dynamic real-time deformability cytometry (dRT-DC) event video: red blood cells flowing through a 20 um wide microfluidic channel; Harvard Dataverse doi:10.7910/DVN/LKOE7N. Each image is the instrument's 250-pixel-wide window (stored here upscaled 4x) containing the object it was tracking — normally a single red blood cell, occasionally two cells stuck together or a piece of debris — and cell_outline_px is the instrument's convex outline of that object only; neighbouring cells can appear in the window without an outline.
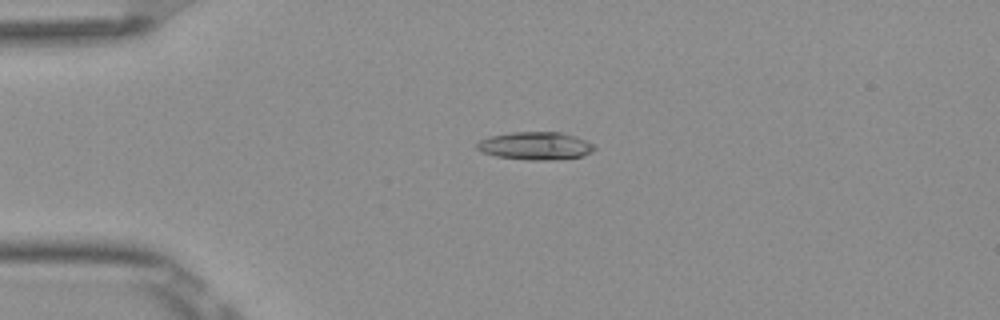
{"species": "Egyptian fruit bat (a non-hibernating species)", "species_latin": "Rousettus aegyptiacus", "temperature_condition": "room temperature", "stored_images_in_passage": 43, "camera_frame_rate_fps": 3000, "um_per_image_px": 0.085, "frame": {"image": 1, "passage_image": 3, "time_ms": 0.667, "image_size_px": [1000, 320], "cell_outline_px": [[596, 148], [592, 152], [584, 156], [556, 160], [528, 160], [496, 156], [480, 152], [476, 148], [476, 144], [480, 140], [488, 136], [512, 132], [560, 132], [576, 136], [592, 144]], "centroid_in_image_um": [45.5, 12.4], "position_along_channel_um": 39.5, "area_um2": 19.25}}
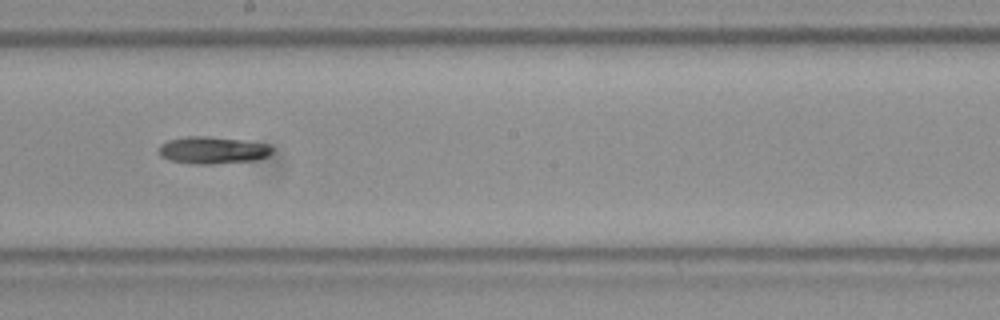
{"frame": {"image": 2, "passage_image": 20, "time_ms": 6.333, "image_size_px": [1000, 320], "cell_outline_px": [[272, 152], [268, 156], [256, 160], [212, 164], [192, 164], [168, 160], [160, 156], [160, 144], [168, 140], [184, 136], [208, 136], [240, 140], [268, 144], [272, 148]], "centroid_in_image_um": [18.05, 12.77], "position_along_channel_um": 230.2, "area_um2": 17.98}}
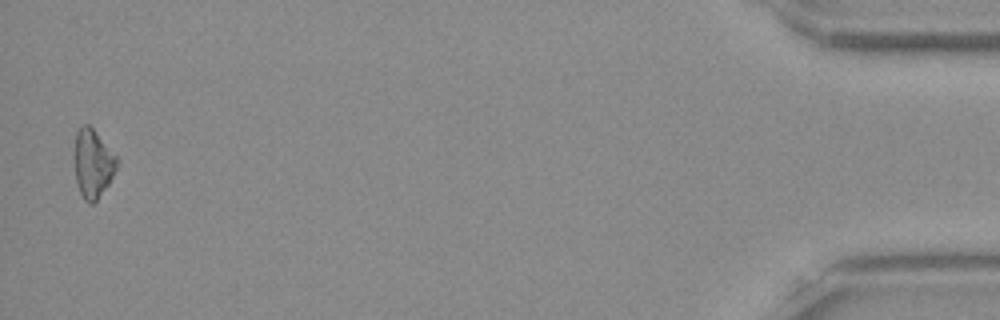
{"frame": {"image": 3, "passage_image": 42, "time_ms": 13.667, "image_size_px": [1000, 320], "cell_outline_px": [[120, 160], [108, 184], [96, 200], [92, 204], [88, 204], [84, 200], [80, 192], [76, 180], [72, 156], [76, 132], [84, 124], [88, 124], [92, 128]], "centroid_in_image_um": [7.86, 13.89], "position_along_channel_um": 427.3, "area_um2": 17.11}, "authors_computed_cell_mechanics": {"area_um2": 17.34, "velocity_mm_per_s": 3.9007, "shape_relaxation_time_tau1_ms": 6.1286, "shape_relaxation_time_tau2_ms": null, "deformation_change_tau1": 0.1837, "deformation_change_tau2": null}}